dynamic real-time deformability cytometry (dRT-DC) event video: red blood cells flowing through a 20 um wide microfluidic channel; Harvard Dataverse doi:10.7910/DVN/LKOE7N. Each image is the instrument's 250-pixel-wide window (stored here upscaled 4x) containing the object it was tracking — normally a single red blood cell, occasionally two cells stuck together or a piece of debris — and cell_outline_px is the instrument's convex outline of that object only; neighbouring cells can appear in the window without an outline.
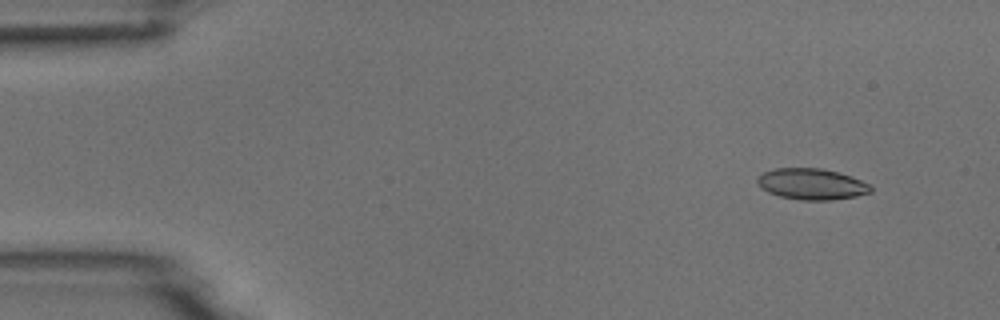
{"species": "common noctule bat (a hibernating species)", "species_latin": "Nyctalus noctula", "temperature_condition": "room temperature", "stored_images_in_passage": 5, "camera_frame_rate_fps": 3000, "um_per_image_px": 0.085, "animal": {"sex": "male", "body_mass_g": 18.8}, "frame": {"image": 1, "passage_image": 2, "time_ms": 1.333, "image_size_px": [1000, 320], "cell_outline_px": [[872, 192], [856, 196], [832, 200], [800, 200], [780, 196], [768, 192], [760, 188], [756, 180], [764, 172], [776, 168], [820, 168], [852, 176], [868, 184], [872, 188]], "centroid_in_image_um": [68.99, 15.65], "position_along_channel_um": 16.0, "area_um2": 20.46}}
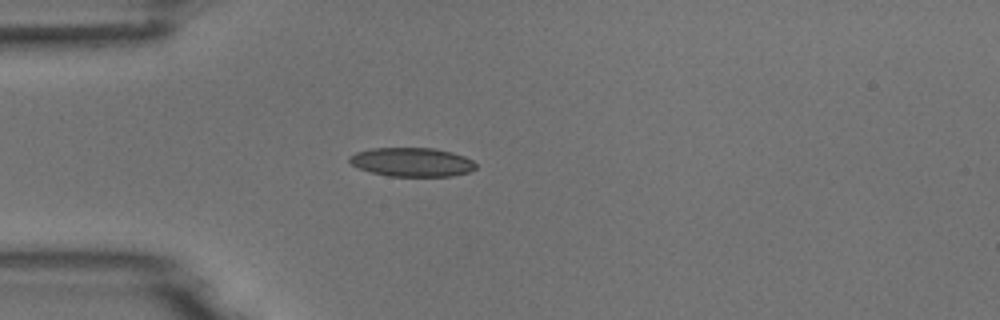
{"frame": {"image": 2, "passage_image": 5, "time_ms": 4.667, "image_size_px": [1000, 320], "cell_outline_px": [[476, 168], [468, 172], [452, 176], [388, 176], [372, 172], [360, 168], [352, 164], [348, 160], [348, 156], [356, 152], [372, 148], [432, 148], [452, 152], [464, 156], [472, 160], [476, 164]], "centroid_in_image_um": [35.01, 13.77], "position_along_channel_um": 50.0, "area_um2": 21.21}}